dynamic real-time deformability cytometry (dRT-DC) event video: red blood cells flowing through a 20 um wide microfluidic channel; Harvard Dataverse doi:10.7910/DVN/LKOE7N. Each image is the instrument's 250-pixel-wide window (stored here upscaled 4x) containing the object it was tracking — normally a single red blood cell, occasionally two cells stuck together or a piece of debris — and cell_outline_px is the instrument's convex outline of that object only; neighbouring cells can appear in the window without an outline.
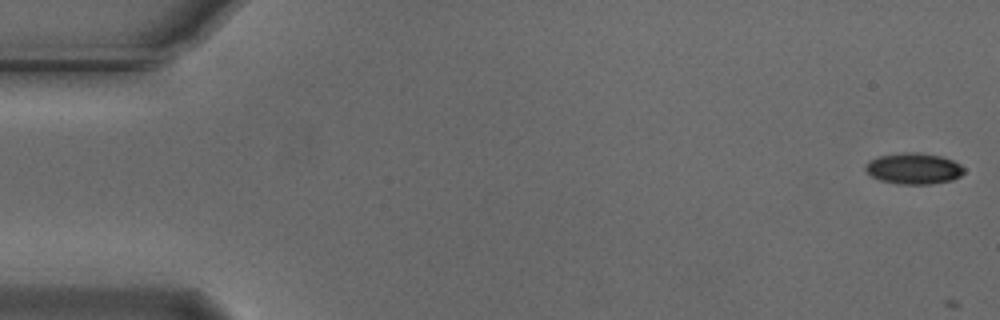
{"species": "Egyptian fruit bat (a non-hibernating species)", "species_latin": "Rousettus aegyptiacus", "temperature_condition": "cold", "stored_images_in_passage": 3, "camera_frame_rate_fps": 3000, "um_per_image_px": 0.085, "animal": {"sex": "male"}, "frame": {"image": 1, "passage_image": 1, "time_ms": 0.0, "image_size_px": [1000, 320], "cell_outline_px": [[964, 172], [960, 176], [952, 180], [932, 184], [896, 184], [880, 180], [872, 176], [864, 168], [864, 164], [868, 160], [880, 156], [904, 152], [920, 152], [940, 156], [952, 160], [960, 164], [964, 168]], "centroid_in_image_um": [77.65, 14.32], "position_along_channel_um": 7.3, "area_um2": 17.98}}